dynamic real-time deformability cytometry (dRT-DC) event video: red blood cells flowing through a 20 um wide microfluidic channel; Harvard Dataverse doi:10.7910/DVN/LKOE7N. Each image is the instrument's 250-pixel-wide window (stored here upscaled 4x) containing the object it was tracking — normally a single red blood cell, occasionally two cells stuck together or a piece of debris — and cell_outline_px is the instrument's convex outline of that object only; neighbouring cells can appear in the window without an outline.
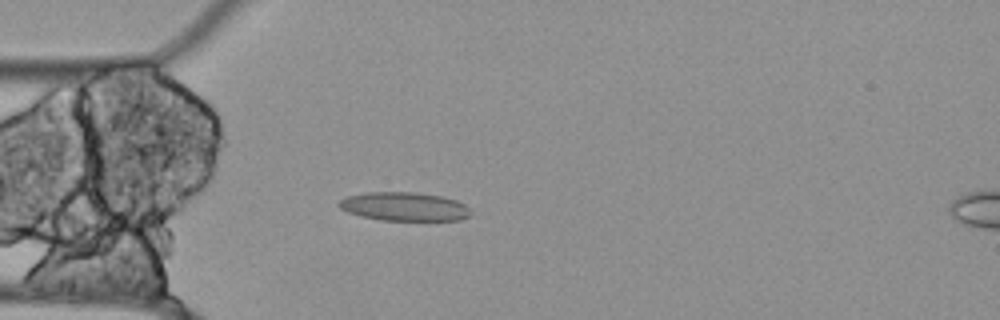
{"species": "Egyptian fruit bat (a non-hibernating species)", "species_latin": "Rousettus aegyptiacus", "temperature_condition": "cold", "stored_images_in_passage": 55, "camera_frame_rate_fps": 3000, "um_per_image_px": 0.085, "animal": {"sex": "female"}, "frame": {"image": 1, "passage_image": 15, "time_ms": 4.667, "image_size_px": [1000, 320], "cell_outline_px": [[472, 212], [468, 216], [460, 220], [380, 220], [360, 216], [348, 212], [340, 208], [336, 204], [340, 200], [348, 196], [368, 192], [416, 192], [440, 196], [456, 200], [464, 204]], "centroid_in_image_um": [34.35, 17.56], "position_along_channel_um": 50.7, "area_um2": 21.96}}
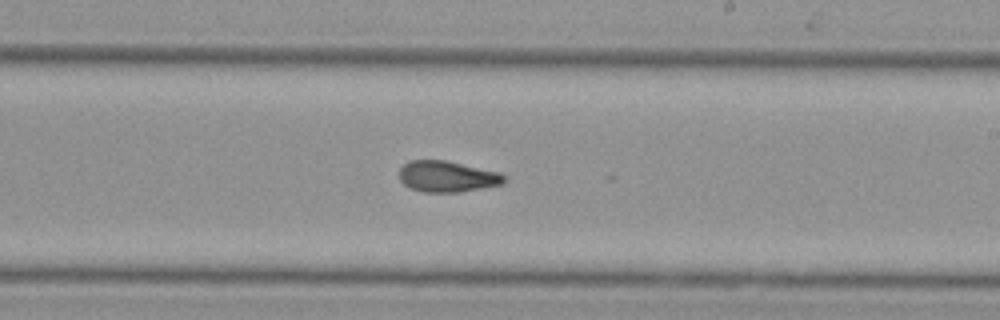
{"frame": {"image": 2, "passage_image": 32, "time_ms": 10.333, "image_size_px": [1000, 320], "cell_outline_px": [[508, 180], [504, 184], [460, 192], [424, 192], [412, 188], [404, 184], [400, 180], [400, 168], [408, 160], [444, 160], [500, 172], [508, 176]], "centroid_in_image_um": [38.07, 15.0], "position_along_channel_um": 250.9, "area_um2": 19.13}}
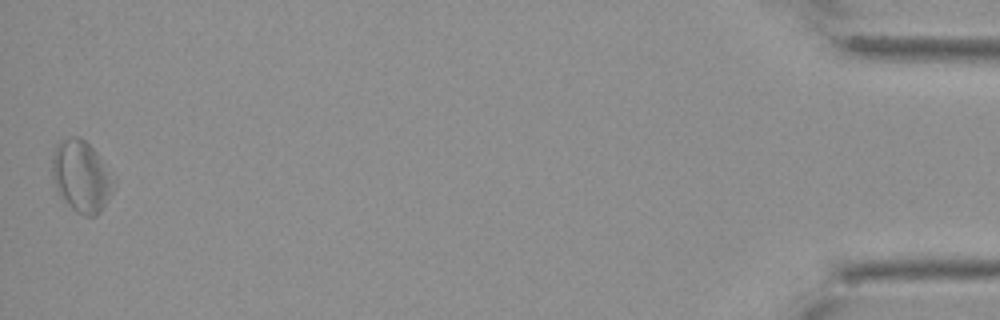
{"frame": {"image": 3, "passage_image": 55, "time_ms": 18.0, "image_size_px": [1000, 320], "cell_outline_px": [[116, 184], [112, 192], [100, 212], [96, 216], [84, 216], [76, 212], [56, 192], [52, 176], [52, 152], [56, 144], [60, 140], [68, 136], [80, 136], [100, 156], [116, 176]], "centroid_in_image_um": [6.93, 14.97], "position_along_channel_um": 428.3, "area_um2": 26.3}, "authors_computed_cell_mechanics": {"area_um2": 20.9236, "velocity_mm_per_s": 3.5095, "shape_relaxation_time_tau1_ms": null, "shape_relaxation_time_tau2_ms": 4.1914, "deformation_change_tau1": null, "deformation_change_tau2": 0.0929}}